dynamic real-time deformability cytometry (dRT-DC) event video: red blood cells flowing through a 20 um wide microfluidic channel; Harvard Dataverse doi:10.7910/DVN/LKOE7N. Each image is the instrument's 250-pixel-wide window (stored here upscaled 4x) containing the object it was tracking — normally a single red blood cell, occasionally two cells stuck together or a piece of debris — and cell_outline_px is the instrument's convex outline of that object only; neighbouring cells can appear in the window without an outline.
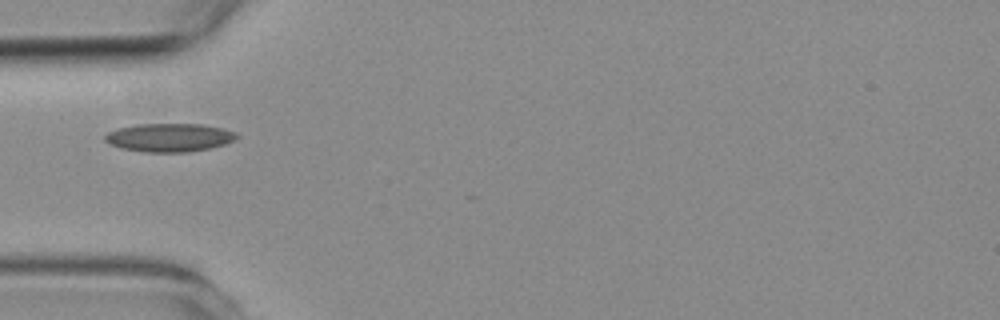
{"species": "common noctule bat (a hibernating species)", "species_latin": "Nyctalus noctula", "temperature_condition": "room temperature", "stored_images_in_passage": 2, "camera_frame_rate_fps": 3000, "um_per_image_px": 0.085, "animal": {"sex": "female", "body_mass_g": 19.3, "forearm_length_mm": 54.1}, "frame": {"image": 1, "passage_image": 1, "time_ms": 0.0, "image_size_px": [1000, 320], "cell_outline_px": [[240, 136], [224, 144], [208, 148], [188, 152], [144, 152], [120, 148], [104, 140], [104, 136], [108, 132], [120, 128], [136, 124], [200, 124], [220, 128], [236, 132]], "centroid_in_image_um": [14.37, 11.69], "position_along_channel_um": 70.6, "area_um2": 21.56}}